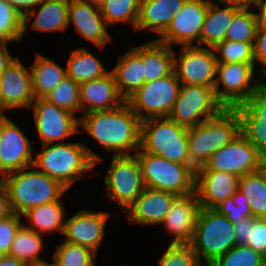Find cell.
Returning a JSON list of instances; mask_svg holds the SVG:
<instances>
[{
	"label": "cell",
	"instance_id": "1",
	"mask_svg": "<svg viewBox=\"0 0 266 266\" xmlns=\"http://www.w3.org/2000/svg\"><path fill=\"white\" fill-rule=\"evenodd\" d=\"M79 129L113 156L134 155L140 149L141 120L127 102L113 110L82 114Z\"/></svg>",
	"mask_w": 266,
	"mask_h": 266
},
{
	"label": "cell",
	"instance_id": "2",
	"mask_svg": "<svg viewBox=\"0 0 266 266\" xmlns=\"http://www.w3.org/2000/svg\"><path fill=\"white\" fill-rule=\"evenodd\" d=\"M103 160L82 142H64L42 145L34 154L33 166L69 189Z\"/></svg>",
	"mask_w": 266,
	"mask_h": 266
},
{
	"label": "cell",
	"instance_id": "3",
	"mask_svg": "<svg viewBox=\"0 0 266 266\" xmlns=\"http://www.w3.org/2000/svg\"><path fill=\"white\" fill-rule=\"evenodd\" d=\"M1 180L13 213L20 216L36 206L62 201L68 191L59 181L38 171L34 166L6 174Z\"/></svg>",
	"mask_w": 266,
	"mask_h": 266
},
{
	"label": "cell",
	"instance_id": "4",
	"mask_svg": "<svg viewBox=\"0 0 266 266\" xmlns=\"http://www.w3.org/2000/svg\"><path fill=\"white\" fill-rule=\"evenodd\" d=\"M240 133V119L235 108H224L216 117L188 128V149L192 167L204 166L210 156L231 143Z\"/></svg>",
	"mask_w": 266,
	"mask_h": 266
},
{
	"label": "cell",
	"instance_id": "5",
	"mask_svg": "<svg viewBox=\"0 0 266 266\" xmlns=\"http://www.w3.org/2000/svg\"><path fill=\"white\" fill-rule=\"evenodd\" d=\"M140 149L171 162L192 165L188 149V128L169 117L141 121Z\"/></svg>",
	"mask_w": 266,
	"mask_h": 266
},
{
	"label": "cell",
	"instance_id": "6",
	"mask_svg": "<svg viewBox=\"0 0 266 266\" xmlns=\"http://www.w3.org/2000/svg\"><path fill=\"white\" fill-rule=\"evenodd\" d=\"M190 245L199 262L209 266L237 245L234 224L217 210L201 207Z\"/></svg>",
	"mask_w": 266,
	"mask_h": 266
},
{
	"label": "cell",
	"instance_id": "7",
	"mask_svg": "<svg viewBox=\"0 0 266 266\" xmlns=\"http://www.w3.org/2000/svg\"><path fill=\"white\" fill-rule=\"evenodd\" d=\"M264 85L265 77L256 69L255 61L216 64L214 93L225 108H235L244 104Z\"/></svg>",
	"mask_w": 266,
	"mask_h": 266
},
{
	"label": "cell",
	"instance_id": "8",
	"mask_svg": "<svg viewBox=\"0 0 266 266\" xmlns=\"http://www.w3.org/2000/svg\"><path fill=\"white\" fill-rule=\"evenodd\" d=\"M135 155L140 163L144 186L185 196L195 191V169L192 165L171 162L139 149Z\"/></svg>",
	"mask_w": 266,
	"mask_h": 266
},
{
	"label": "cell",
	"instance_id": "9",
	"mask_svg": "<svg viewBox=\"0 0 266 266\" xmlns=\"http://www.w3.org/2000/svg\"><path fill=\"white\" fill-rule=\"evenodd\" d=\"M180 86V81L173 71L164 78L144 83L126 99V102L141 121L148 118L169 117Z\"/></svg>",
	"mask_w": 266,
	"mask_h": 266
},
{
	"label": "cell",
	"instance_id": "10",
	"mask_svg": "<svg viewBox=\"0 0 266 266\" xmlns=\"http://www.w3.org/2000/svg\"><path fill=\"white\" fill-rule=\"evenodd\" d=\"M104 197L117 203L123 212L145 189L137 156H112L104 177Z\"/></svg>",
	"mask_w": 266,
	"mask_h": 266
},
{
	"label": "cell",
	"instance_id": "11",
	"mask_svg": "<svg viewBox=\"0 0 266 266\" xmlns=\"http://www.w3.org/2000/svg\"><path fill=\"white\" fill-rule=\"evenodd\" d=\"M224 108L216 99L213 87L181 85L169 118L189 128L216 117Z\"/></svg>",
	"mask_w": 266,
	"mask_h": 266
},
{
	"label": "cell",
	"instance_id": "12",
	"mask_svg": "<svg viewBox=\"0 0 266 266\" xmlns=\"http://www.w3.org/2000/svg\"><path fill=\"white\" fill-rule=\"evenodd\" d=\"M266 160L258 149L240 132L229 144L210 156L197 170H213L233 173L241 177L260 170Z\"/></svg>",
	"mask_w": 266,
	"mask_h": 266
},
{
	"label": "cell",
	"instance_id": "13",
	"mask_svg": "<svg viewBox=\"0 0 266 266\" xmlns=\"http://www.w3.org/2000/svg\"><path fill=\"white\" fill-rule=\"evenodd\" d=\"M32 106L36 133L42 145L64 143L72 135L81 132L79 117L47 99L36 98Z\"/></svg>",
	"mask_w": 266,
	"mask_h": 266
},
{
	"label": "cell",
	"instance_id": "14",
	"mask_svg": "<svg viewBox=\"0 0 266 266\" xmlns=\"http://www.w3.org/2000/svg\"><path fill=\"white\" fill-rule=\"evenodd\" d=\"M216 64L213 48L181 46L178 53L174 50V71L181 85L214 87Z\"/></svg>",
	"mask_w": 266,
	"mask_h": 266
},
{
	"label": "cell",
	"instance_id": "15",
	"mask_svg": "<svg viewBox=\"0 0 266 266\" xmlns=\"http://www.w3.org/2000/svg\"><path fill=\"white\" fill-rule=\"evenodd\" d=\"M208 4L209 0H186L167 29L156 40L173 48L177 45L200 46L201 29Z\"/></svg>",
	"mask_w": 266,
	"mask_h": 266
},
{
	"label": "cell",
	"instance_id": "16",
	"mask_svg": "<svg viewBox=\"0 0 266 266\" xmlns=\"http://www.w3.org/2000/svg\"><path fill=\"white\" fill-rule=\"evenodd\" d=\"M33 149L22 129L8 116L0 114V179L33 166Z\"/></svg>",
	"mask_w": 266,
	"mask_h": 266
},
{
	"label": "cell",
	"instance_id": "17",
	"mask_svg": "<svg viewBox=\"0 0 266 266\" xmlns=\"http://www.w3.org/2000/svg\"><path fill=\"white\" fill-rule=\"evenodd\" d=\"M16 58L0 74V114L16 108H32L31 72ZM4 112V113H3Z\"/></svg>",
	"mask_w": 266,
	"mask_h": 266
},
{
	"label": "cell",
	"instance_id": "18",
	"mask_svg": "<svg viewBox=\"0 0 266 266\" xmlns=\"http://www.w3.org/2000/svg\"><path fill=\"white\" fill-rule=\"evenodd\" d=\"M111 213L109 211L92 212L82 209L65 219L62 235L65 241L86 246L98 253L105 235V226Z\"/></svg>",
	"mask_w": 266,
	"mask_h": 266
},
{
	"label": "cell",
	"instance_id": "19",
	"mask_svg": "<svg viewBox=\"0 0 266 266\" xmlns=\"http://www.w3.org/2000/svg\"><path fill=\"white\" fill-rule=\"evenodd\" d=\"M70 24L80 37L93 43L100 50L112 40L107 30L109 25L96 4L83 0H69L68 27Z\"/></svg>",
	"mask_w": 266,
	"mask_h": 266
},
{
	"label": "cell",
	"instance_id": "20",
	"mask_svg": "<svg viewBox=\"0 0 266 266\" xmlns=\"http://www.w3.org/2000/svg\"><path fill=\"white\" fill-rule=\"evenodd\" d=\"M201 209L197 193L178 196L168 209L161 225L172 237L170 244H190Z\"/></svg>",
	"mask_w": 266,
	"mask_h": 266
},
{
	"label": "cell",
	"instance_id": "21",
	"mask_svg": "<svg viewBox=\"0 0 266 266\" xmlns=\"http://www.w3.org/2000/svg\"><path fill=\"white\" fill-rule=\"evenodd\" d=\"M235 109L240 119V132L266 160V85Z\"/></svg>",
	"mask_w": 266,
	"mask_h": 266
},
{
	"label": "cell",
	"instance_id": "22",
	"mask_svg": "<svg viewBox=\"0 0 266 266\" xmlns=\"http://www.w3.org/2000/svg\"><path fill=\"white\" fill-rule=\"evenodd\" d=\"M79 100L81 112L83 111L79 118L92 111L116 109L126 102L111 70L101 78L80 83Z\"/></svg>",
	"mask_w": 266,
	"mask_h": 266
},
{
	"label": "cell",
	"instance_id": "23",
	"mask_svg": "<svg viewBox=\"0 0 266 266\" xmlns=\"http://www.w3.org/2000/svg\"><path fill=\"white\" fill-rule=\"evenodd\" d=\"M239 176L233 173L196 170L195 192L201 207L214 209L238 190Z\"/></svg>",
	"mask_w": 266,
	"mask_h": 266
},
{
	"label": "cell",
	"instance_id": "24",
	"mask_svg": "<svg viewBox=\"0 0 266 266\" xmlns=\"http://www.w3.org/2000/svg\"><path fill=\"white\" fill-rule=\"evenodd\" d=\"M173 193L145 187L143 192L126 209V219L130 224L141 226L161 224L168 209L177 198Z\"/></svg>",
	"mask_w": 266,
	"mask_h": 266
},
{
	"label": "cell",
	"instance_id": "25",
	"mask_svg": "<svg viewBox=\"0 0 266 266\" xmlns=\"http://www.w3.org/2000/svg\"><path fill=\"white\" fill-rule=\"evenodd\" d=\"M68 7L69 0H43L23 18V34L28 28L41 32H65L68 29Z\"/></svg>",
	"mask_w": 266,
	"mask_h": 266
},
{
	"label": "cell",
	"instance_id": "26",
	"mask_svg": "<svg viewBox=\"0 0 266 266\" xmlns=\"http://www.w3.org/2000/svg\"><path fill=\"white\" fill-rule=\"evenodd\" d=\"M120 94L127 99L144 83L143 44L130 47L118 56L117 64L111 70Z\"/></svg>",
	"mask_w": 266,
	"mask_h": 266
},
{
	"label": "cell",
	"instance_id": "27",
	"mask_svg": "<svg viewBox=\"0 0 266 266\" xmlns=\"http://www.w3.org/2000/svg\"><path fill=\"white\" fill-rule=\"evenodd\" d=\"M186 0H140L136 31L148 30L161 35Z\"/></svg>",
	"mask_w": 266,
	"mask_h": 266
},
{
	"label": "cell",
	"instance_id": "28",
	"mask_svg": "<svg viewBox=\"0 0 266 266\" xmlns=\"http://www.w3.org/2000/svg\"><path fill=\"white\" fill-rule=\"evenodd\" d=\"M222 4L209 0L207 13L202 25L200 47L214 48L225 40L228 26L234 16L242 9L234 5ZM204 45V46H203Z\"/></svg>",
	"mask_w": 266,
	"mask_h": 266
},
{
	"label": "cell",
	"instance_id": "29",
	"mask_svg": "<svg viewBox=\"0 0 266 266\" xmlns=\"http://www.w3.org/2000/svg\"><path fill=\"white\" fill-rule=\"evenodd\" d=\"M174 49L156 39L143 43L145 83L164 78L174 71Z\"/></svg>",
	"mask_w": 266,
	"mask_h": 266
},
{
	"label": "cell",
	"instance_id": "30",
	"mask_svg": "<svg viewBox=\"0 0 266 266\" xmlns=\"http://www.w3.org/2000/svg\"><path fill=\"white\" fill-rule=\"evenodd\" d=\"M64 207L62 201L36 206L22 215L29 222V224L23 223V225L44 236L54 232L62 234L65 224Z\"/></svg>",
	"mask_w": 266,
	"mask_h": 266
},
{
	"label": "cell",
	"instance_id": "31",
	"mask_svg": "<svg viewBox=\"0 0 266 266\" xmlns=\"http://www.w3.org/2000/svg\"><path fill=\"white\" fill-rule=\"evenodd\" d=\"M29 68L35 99L44 98L67 76L66 68L40 53H37L34 63Z\"/></svg>",
	"mask_w": 266,
	"mask_h": 266
},
{
	"label": "cell",
	"instance_id": "32",
	"mask_svg": "<svg viewBox=\"0 0 266 266\" xmlns=\"http://www.w3.org/2000/svg\"><path fill=\"white\" fill-rule=\"evenodd\" d=\"M69 53L66 64L67 77L79 84L101 78L109 72L101 60L87 48L71 49Z\"/></svg>",
	"mask_w": 266,
	"mask_h": 266
},
{
	"label": "cell",
	"instance_id": "33",
	"mask_svg": "<svg viewBox=\"0 0 266 266\" xmlns=\"http://www.w3.org/2000/svg\"><path fill=\"white\" fill-rule=\"evenodd\" d=\"M43 241L40 233L22 225L10 246L8 256L23 261L27 266H44L48 262L39 258L45 246Z\"/></svg>",
	"mask_w": 266,
	"mask_h": 266
},
{
	"label": "cell",
	"instance_id": "34",
	"mask_svg": "<svg viewBox=\"0 0 266 266\" xmlns=\"http://www.w3.org/2000/svg\"><path fill=\"white\" fill-rule=\"evenodd\" d=\"M99 7L109 26L119 22H127L136 31L140 0H104Z\"/></svg>",
	"mask_w": 266,
	"mask_h": 266
},
{
	"label": "cell",
	"instance_id": "35",
	"mask_svg": "<svg viewBox=\"0 0 266 266\" xmlns=\"http://www.w3.org/2000/svg\"><path fill=\"white\" fill-rule=\"evenodd\" d=\"M97 252L86 246L72 244L67 241L56 245L53 253L54 266H96Z\"/></svg>",
	"mask_w": 266,
	"mask_h": 266
},
{
	"label": "cell",
	"instance_id": "36",
	"mask_svg": "<svg viewBox=\"0 0 266 266\" xmlns=\"http://www.w3.org/2000/svg\"><path fill=\"white\" fill-rule=\"evenodd\" d=\"M259 21L252 8H242L228 26L225 40L243 43H255Z\"/></svg>",
	"mask_w": 266,
	"mask_h": 266
},
{
	"label": "cell",
	"instance_id": "37",
	"mask_svg": "<svg viewBox=\"0 0 266 266\" xmlns=\"http://www.w3.org/2000/svg\"><path fill=\"white\" fill-rule=\"evenodd\" d=\"M79 85V83L66 76L59 85L44 98L50 103H53L59 108L65 109L76 116V113L81 112Z\"/></svg>",
	"mask_w": 266,
	"mask_h": 266
},
{
	"label": "cell",
	"instance_id": "38",
	"mask_svg": "<svg viewBox=\"0 0 266 266\" xmlns=\"http://www.w3.org/2000/svg\"><path fill=\"white\" fill-rule=\"evenodd\" d=\"M23 17L7 0H0V41L23 40Z\"/></svg>",
	"mask_w": 266,
	"mask_h": 266
},
{
	"label": "cell",
	"instance_id": "39",
	"mask_svg": "<svg viewBox=\"0 0 266 266\" xmlns=\"http://www.w3.org/2000/svg\"><path fill=\"white\" fill-rule=\"evenodd\" d=\"M266 257L252 247L236 245L209 266H262Z\"/></svg>",
	"mask_w": 266,
	"mask_h": 266
},
{
	"label": "cell",
	"instance_id": "40",
	"mask_svg": "<svg viewBox=\"0 0 266 266\" xmlns=\"http://www.w3.org/2000/svg\"><path fill=\"white\" fill-rule=\"evenodd\" d=\"M213 49L217 63L235 64L241 61H255L254 43L224 40Z\"/></svg>",
	"mask_w": 266,
	"mask_h": 266
},
{
	"label": "cell",
	"instance_id": "41",
	"mask_svg": "<svg viewBox=\"0 0 266 266\" xmlns=\"http://www.w3.org/2000/svg\"><path fill=\"white\" fill-rule=\"evenodd\" d=\"M159 266H203L190 244H168Z\"/></svg>",
	"mask_w": 266,
	"mask_h": 266
},
{
	"label": "cell",
	"instance_id": "42",
	"mask_svg": "<svg viewBox=\"0 0 266 266\" xmlns=\"http://www.w3.org/2000/svg\"><path fill=\"white\" fill-rule=\"evenodd\" d=\"M214 209L226 216L233 224L245 217L252 216L247 198L240 190H237L232 197L225 199Z\"/></svg>",
	"mask_w": 266,
	"mask_h": 266
},
{
	"label": "cell",
	"instance_id": "43",
	"mask_svg": "<svg viewBox=\"0 0 266 266\" xmlns=\"http://www.w3.org/2000/svg\"><path fill=\"white\" fill-rule=\"evenodd\" d=\"M238 190L245 195L248 204L252 202L254 196L266 194V163L260 170L241 176Z\"/></svg>",
	"mask_w": 266,
	"mask_h": 266
},
{
	"label": "cell",
	"instance_id": "44",
	"mask_svg": "<svg viewBox=\"0 0 266 266\" xmlns=\"http://www.w3.org/2000/svg\"><path fill=\"white\" fill-rule=\"evenodd\" d=\"M19 214L13 213L0 220V256L8 255L10 246L19 228L23 225Z\"/></svg>",
	"mask_w": 266,
	"mask_h": 266
},
{
	"label": "cell",
	"instance_id": "45",
	"mask_svg": "<svg viewBox=\"0 0 266 266\" xmlns=\"http://www.w3.org/2000/svg\"><path fill=\"white\" fill-rule=\"evenodd\" d=\"M246 246L252 247L266 257V218L254 220Z\"/></svg>",
	"mask_w": 266,
	"mask_h": 266
},
{
	"label": "cell",
	"instance_id": "46",
	"mask_svg": "<svg viewBox=\"0 0 266 266\" xmlns=\"http://www.w3.org/2000/svg\"><path fill=\"white\" fill-rule=\"evenodd\" d=\"M254 58L259 73L266 77V23H259L254 43ZM258 65V66H257Z\"/></svg>",
	"mask_w": 266,
	"mask_h": 266
},
{
	"label": "cell",
	"instance_id": "47",
	"mask_svg": "<svg viewBox=\"0 0 266 266\" xmlns=\"http://www.w3.org/2000/svg\"><path fill=\"white\" fill-rule=\"evenodd\" d=\"M253 216L245 217L243 220L234 223V232L237 245H246L249 240L250 228L253 226Z\"/></svg>",
	"mask_w": 266,
	"mask_h": 266
},
{
	"label": "cell",
	"instance_id": "48",
	"mask_svg": "<svg viewBox=\"0 0 266 266\" xmlns=\"http://www.w3.org/2000/svg\"><path fill=\"white\" fill-rule=\"evenodd\" d=\"M12 7L24 18L35 9L43 0H7Z\"/></svg>",
	"mask_w": 266,
	"mask_h": 266
},
{
	"label": "cell",
	"instance_id": "49",
	"mask_svg": "<svg viewBox=\"0 0 266 266\" xmlns=\"http://www.w3.org/2000/svg\"><path fill=\"white\" fill-rule=\"evenodd\" d=\"M249 203L252 216L255 218H266V194L254 196Z\"/></svg>",
	"mask_w": 266,
	"mask_h": 266
},
{
	"label": "cell",
	"instance_id": "50",
	"mask_svg": "<svg viewBox=\"0 0 266 266\" xmlns=\"http://www.w3.org/2000/svg\"><path fill=\"white\" fill-rule=\"evenodd\" d=\"M13 211L10 205L8 193L0 179V220L12 215Z\"/></svg>",
	"mask_w": 266,
	"mask_h": 266
},
{
	"label": "cell",
	"instance_id": "51",
	"mask_svg": "<svg viewBox=\"0 0 266 266\" xmlns=\"http://www.w3.org/2000/svg\"><path fill=\"white\" fill-rule=\"evenodd\" d=\"M9 43H13L10 41H0V74L3 70H5L9 64L16 58L13 57L8 49Z\"/></svg>",
	"mask_w": 266,
	"mask_h": 266
},
{
	"label": "cell",
	"instance_id": "52",
	"mask_svg": "<svg viewBox=\"0 0 266 266\" xmlns=\"http://www.w3.org/2000/svg\"><path fill=\"white\" fill-rule=\"evenodd\" d=\"M257 0H219L217 3L222 4H228V5H234L240 8H253L256 4Z\"/></svg>",
	"mask_w": 266,
	"mask_h": 266
},
{
	"label": "cell",
	"instance_id": "53",
	"mask_svg": "<svg viewBox=\"0 0 266 266\" xmlns=\"http://www.w3.org/2000/svg\"><path fill=\"white\" fill-rule=\"evenodd\" d=\"M257 11V19L259 23H266V0H257L254 6Z\"/></svg>",
	"mask_w": 266,
	"mask_h": 266
},
{
	"label": "cell",
	"instance_id": "54",
	"mask_svg": "<svg viewBox=\"0 0 266 266\" xmlns=\"http://www.w3.org/2000/svg\"><path fill=\"white\" fill-rule=\"evenodd\" d=\"M0 266H27L23 261L8 255L0 256Z\"/></svg>",
	"mask_w": 266,
	"mask_h": 266
},
{
	"label": "cell",
	"instance_id": "55",
	"mask_svg": "<svg viewBox=\"0 0 266 266\" xmlns=\"http://www.w3.org/2000/svg\"><path fill=\"white\" fill-rule=\"evenodd\" d=\"M83 1H87L99 6L104 0H83Z\"/></svg>",
	"mask_w": 266,
	"mask_h": 266
},
{
	"label": "cell",
	"instance_id": "56",
	"mask_svg": "<svg viewBox=\"0 0 266 266\" xmlns=\"http://www.w3.org/2000/svg\"><path fill=\"white\" fill-rule=\"evenodd\" d=\"M48 263H46L44 266H54L52 263L49 262V260H47Z\"/></svg>",
	"mask_w": 266,
	"mask_h": 266
}]
</instances>
